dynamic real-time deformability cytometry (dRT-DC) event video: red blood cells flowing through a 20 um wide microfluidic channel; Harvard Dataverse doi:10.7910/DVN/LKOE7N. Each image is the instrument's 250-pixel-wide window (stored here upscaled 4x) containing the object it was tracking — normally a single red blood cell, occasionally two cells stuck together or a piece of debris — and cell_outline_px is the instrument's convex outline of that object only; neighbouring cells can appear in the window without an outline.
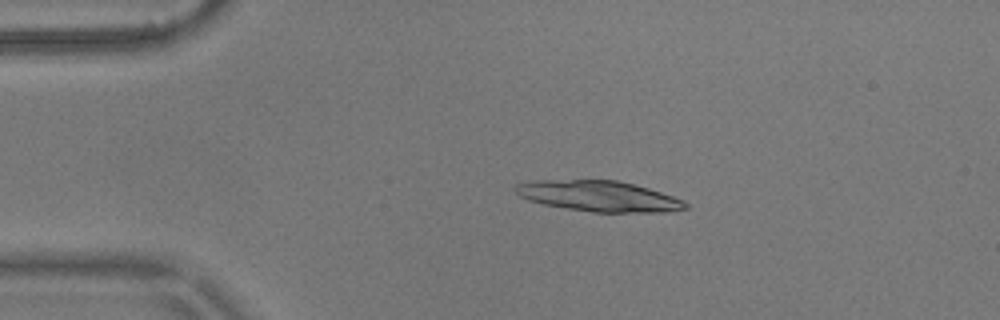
{"species": "common noctule bat (a hibernating species)", "species_latin": "Nyctalus noctula", "temperature_condition": "warm", "stored_images_in_passage": 4, "camera_frame_rate_fps": 3000, "um_per_image_px": 0.085, "animal": {"sex": "male", "body_mass_g": 17.9}, "frame": {"image": 1, "passage_image": 3, "time_ms": 0.667, "image_size_px": [1000, 320], "cell_outline_px": [[688, 208], [664, 212], [592, 212], [544, 204], [528, 200], [520, 196], [516, 192], [516, 184], [532, 180], [616, 180], [648, 188], [684, 200], [688, 204]], "centroid_in_image_um": [50.9, 16.67], "position_along_channel_um": 34.1, "area_um2": 30.11}}